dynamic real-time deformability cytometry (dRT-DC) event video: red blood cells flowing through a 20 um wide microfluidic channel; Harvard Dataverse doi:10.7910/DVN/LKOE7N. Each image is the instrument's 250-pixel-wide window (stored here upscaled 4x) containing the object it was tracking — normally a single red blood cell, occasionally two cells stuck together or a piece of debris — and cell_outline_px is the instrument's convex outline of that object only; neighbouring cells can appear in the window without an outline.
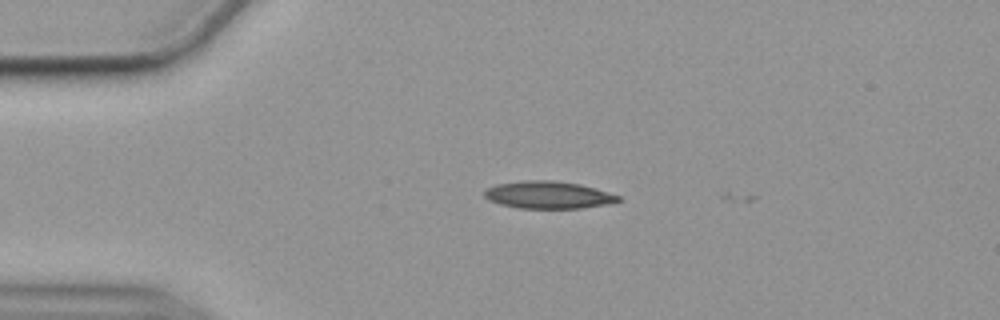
{"species": "common noctule bat (a hibernating species)", "species_latin": "Nyctalus noctula", "temperature_condition": "cold", "stored_images_in_passage": 4, "camera_frame_rate_fps": 3000, "um_per_image_px": 0.085, "animal": {"sex": "female", "body_mass_g": 19.9}, "frame": {"image": 1, "passage_image": 2, "time_ms": 0.333, "image_size_px": [1000, 320], "cell_outline_px": [[620, 200], [604, 204], [580, 208], [520, 208], [500, 204], [488, 200], [484, 196], [484, 192], [488, 188], [496, 184], [524, 180], [548, 180], [580, 184], [620, 196]], "centroid_in_image_um": [46.54, 16.56], "position_along_channel_um": 38.5, "area_um2": 20.98}}